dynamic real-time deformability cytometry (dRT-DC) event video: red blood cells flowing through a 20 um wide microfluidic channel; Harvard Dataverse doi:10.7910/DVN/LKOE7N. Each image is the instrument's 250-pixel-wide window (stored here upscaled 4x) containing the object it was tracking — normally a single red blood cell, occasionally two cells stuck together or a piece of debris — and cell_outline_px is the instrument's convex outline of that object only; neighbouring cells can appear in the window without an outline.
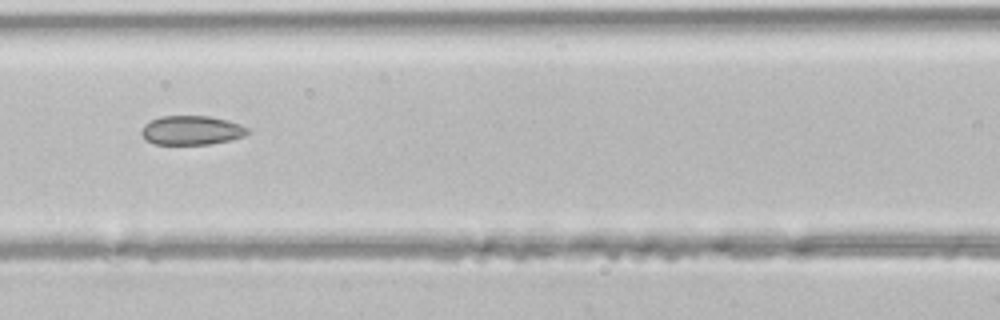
{"species": "common noctule bat (a hibernating species)", "species_latin": "Nyctalus noctula", "temperature_condition": "room temperature", "stored_images_in_passage": 4, "camera_frame_rate_fps": 3000, "um_per_image_px": 0.085, "animal": {"sex": "male", "body_mass_g": 21.5, "forearm_length_mm": 52.0}, "frame": {"image": 1, "passage_image": 4, "time_ms": 1.0, "image_size_px": [1000, 320], "cell_outline_px": [[252, 132], [244, 136], [228, 140], [208, 144], [156, 144], [144, 140], [140, 132], [144, 124], [160, 116], [208, 116], [228, 120], [240, 124], [248, 128]], "centroid_in_image_um": [16.28, 11.07], "position_along_channel_um": 150.3, "area_um2": 18.09}}